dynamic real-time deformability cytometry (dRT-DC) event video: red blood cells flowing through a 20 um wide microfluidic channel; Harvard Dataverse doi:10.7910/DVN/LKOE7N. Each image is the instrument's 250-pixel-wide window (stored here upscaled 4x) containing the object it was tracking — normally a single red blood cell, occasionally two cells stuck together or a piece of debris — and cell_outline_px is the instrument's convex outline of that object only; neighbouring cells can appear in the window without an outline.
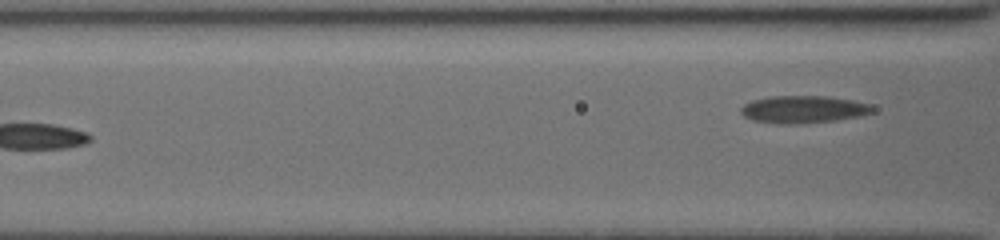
{"species": "common noctule bat (a hibernating species)", "species_latin": "Nyctalus noctula", "temperature_condition": "cold", "stored_images_in_passage": 32, "camera_frame_rate_fps": 3000, "um_per_image_px": 0.085, "animal": {"sex": "female", "body_mass_g": 19.5, "forearm_length_mm": 54.1}, "frame": {"image": 1, "passage_image": 32, "time_ms": 9.333, "image_size_px": [1000, 240], "cell_outline_px": [[876, 108], [872, 112], [856, 116], [836, 120], [800, 124], [780, 124], [752, 120], [744, 116], [740, 112], [740, 108], [744, 104], [752, 100], [768, 96], [828, 96], [852, 100], [872, 104]], "centroid_in_image_um": [68.27, 9.29], "position_along_channel_um": 98.3, "area_um2": 21.15}}